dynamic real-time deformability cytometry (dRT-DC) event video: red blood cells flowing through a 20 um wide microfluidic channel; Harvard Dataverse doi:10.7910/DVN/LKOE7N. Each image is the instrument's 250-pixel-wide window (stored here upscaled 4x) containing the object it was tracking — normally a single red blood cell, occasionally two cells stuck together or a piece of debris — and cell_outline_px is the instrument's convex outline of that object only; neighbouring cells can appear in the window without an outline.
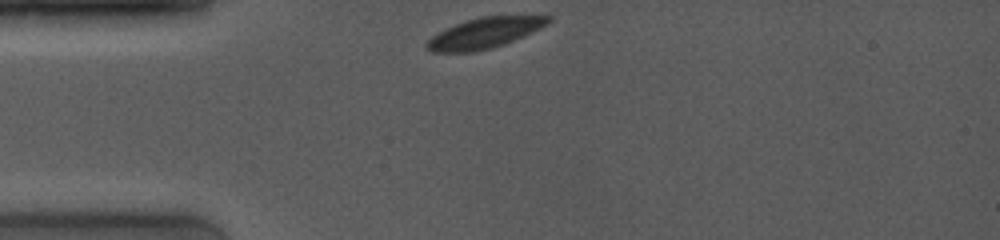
{"species": "common noctule bat (a hibernating species)", "species_latin": "Nyctalus noctula", "temperature_condition": "room temperature", "stored_images_in_passage": 42, "camera_frame_rate_fps": 4000, "um_per_image_px": 0.085, "animal": {"sex": "female", "body_mass_g": 19.0, "forearm_length_mm": 53.3}, "frame": {"image": 1, "passage_image": 1, "time_ms": 0.0, "image_size_px": [1000, 240], "cell_outline_px": [[552, 20], [548, 24], [524, 36], [504, 44], [472, 52], [432, 52], [424, 48], [424, 44], [432, 36], [456, 24], [480, 16], [552, 16]], "centroid_in_image_um": [41.18, 2.81], "position_along_channel_um": 43.8, "area_um2": 21.33}}
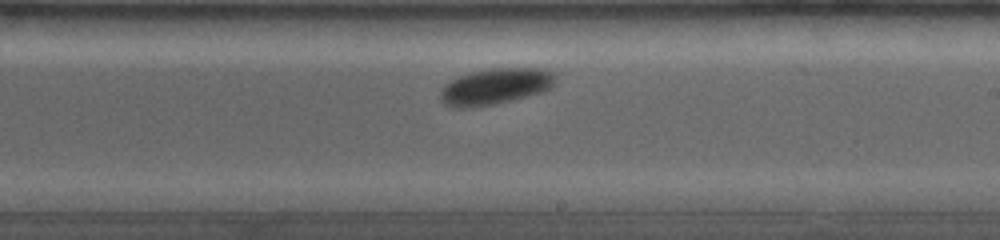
{"frame": {"image": 2, "passage_image": 24, "time_ms": 5.75, "image_size_px": [1000, 240], "cell_outline_px": [[556, 84], [540, 92], [528, 96], [496, 104], [472, 108], [456, 108], [444, 104], [440, 100], [440, 88], [444, 84], [460, 76], [472, 72], [488, 68], [544, 68], [552, 72], [556, 76]], "centroid_in_image_um": [42.09, 7.35], "position_along_channel_um": 246.9, "area_um2": 24.51}}
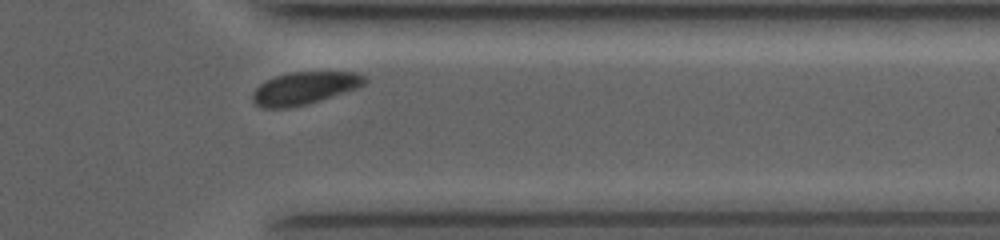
{"frame": {"image": 3, "passage_image": 38, "time_ms": 9.25, "image_size_px": [1000, 240], "cell_outline_px": [[368, 80], [364, 84], [356, 88], [320, 100], [288, 108], [260, 108], [252, 100], [252, 92], [260, 84], [276, 76], [292, 72], [356, 72], [364, 76]], "centroid_in_image_um": [25.85, 7.49], "position_along_channel_um": 385.5, "area_um2": 20.98}, "authors_computed_cell_mechanics": {"area_um2": 23.2356, "velocity_mm_per_s": 3.915, "shape_relaxation_time_tau1_ms": 4.1684, "shape_relaxation_time_tau2_ms": null, "deformation_change_tau1": 0.1089, "deformation_change_tau2": null}}